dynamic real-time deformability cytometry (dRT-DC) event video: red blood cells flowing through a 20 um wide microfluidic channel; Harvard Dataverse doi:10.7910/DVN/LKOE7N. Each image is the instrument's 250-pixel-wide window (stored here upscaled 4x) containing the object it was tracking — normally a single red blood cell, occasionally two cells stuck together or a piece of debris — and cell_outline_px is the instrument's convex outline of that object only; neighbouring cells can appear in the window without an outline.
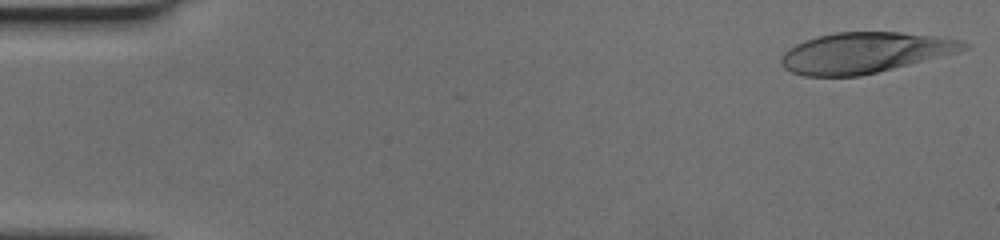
{"species": "human", "species_latin": "Homo sapiens", "temperature_condition": "cold", "stored_images_in_passage": 51, "camera_frame_rate_fps": 3000, "um_per_image_px": 0.085, "donor": {"sex": "female"}, "frame": {"image": 1, "passage_image": 1, "time_ms": 0.0, "image_size_px": [1000, 240], "cell_outline_px": [[972, 44], [968, 48], [956, 52], [860, 76], [804, 76], [792, 72], [784, 68], [780, 64], [780, 60], [784, 52], [788, 48], [804, 40], [816, 36], [836, 32], [900, 32], [936, 36], [960, 40]], "centroid_in_image_um": [73.45, 4.47], "position_along_channel_um": 11.5, "area_um2": 42.95}}
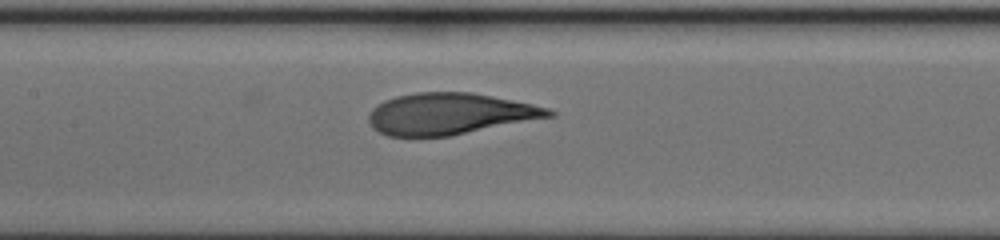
{"frame": {"image": 2, "passage_image": 24, "time_ms": 7.667, "image_size_px": [1000, 240], "cell_outline_px": [[556, 116], [448, 136], [388, 136], [372, 128], [368, 120], [368, 116], [372, 108], [384, 100], [396, 96], [416, 92], [472, 92], [532, 104], [548, 108], [556, 112]], "centroid_in_image_um": [38.22, 9.67], "position_along_channel_um": 169.2, "area_um2": 43.47}}
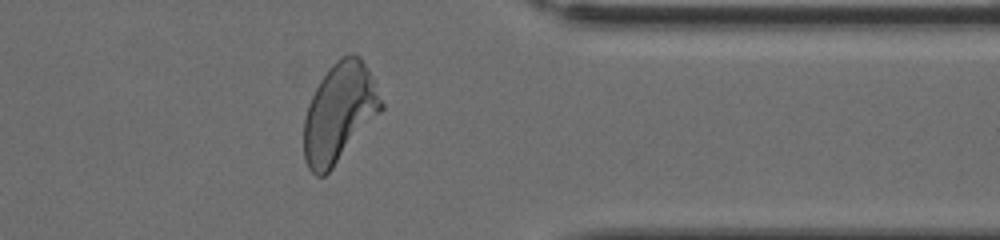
{"frame": {"image": 3, "passage_image": 41, "time_ms": 13.333, "image_size_px": [1000, 240], "cell_outline_px": [[384, 108], [332, 168], [324, 176], [316, 176], [308, 168], [304, 160], [304, 116], [308, 104], [320, 80], [328, 68], [340, 56], [352, 52], [360, 56], [384, 104]], "centroid_in_image_um": [28.81, 9.58], "position_along_channel_um": 382.6, "area_um2": 44.16}}